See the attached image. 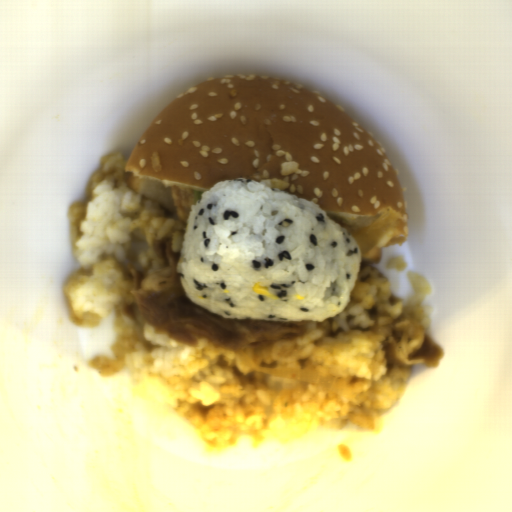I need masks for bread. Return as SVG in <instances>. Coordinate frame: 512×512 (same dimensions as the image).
<instances>
[{
    "instance_id": "8d2b1439",
    "label": "bread",
    "mask_w": 512,
    "mask_h": 512,
    "mask_svg": "<svg viewBox=\"0 0 512 512\" xmlns=\"http://www.w3.org/2000/svg\"><path fill=\"white\" fill-rule=\"evenodd\" d=\"M124 171L136 194L174 210L173 185L206 192L254 180L316 204L353 239L397 209L400 220L361 263L377 266L384 247L408 237L406 195L379 143L317 92L277 76L208 78L182 92Z\"/></svg>"
}]
</instances>
